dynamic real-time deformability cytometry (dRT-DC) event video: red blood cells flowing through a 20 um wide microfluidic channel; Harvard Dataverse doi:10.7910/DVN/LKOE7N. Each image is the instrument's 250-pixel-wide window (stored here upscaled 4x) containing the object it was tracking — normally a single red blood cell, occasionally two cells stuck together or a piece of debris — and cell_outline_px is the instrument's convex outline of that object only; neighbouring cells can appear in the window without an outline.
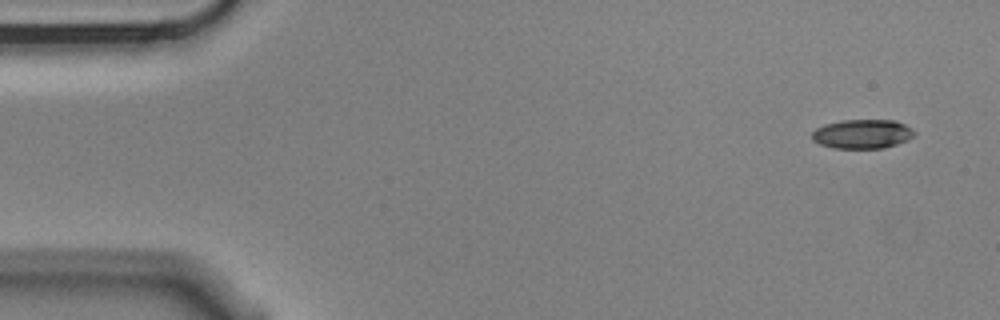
{"species": "Egyptian fruit bat (a non-hibernating species)", "species_latin": "Rousettus aegyptiacus", "temperature_condition": "cold", "stored_images_in_passage": 4, "camera_frame_rate_fps": 3000, "um_per_image_px": 0.085, "animal": {"sex": "male"}, "frame": {"image": 1, "passage_image": 1, "time_ms": 0.0, "image_size_px": [1000, 320], "cell_outline_px": [[916, 132], [908, 140], [884, 148], [832, 148], [820, 144], [812, 140], [812, 132], [816, 128], [824, 124], [844, 120], [896, 120], [912, 128]], "centroid_in_image_um": [73.3, 11.38], "position_along_channel_um": 11.7, "area_um2": 17.46}}
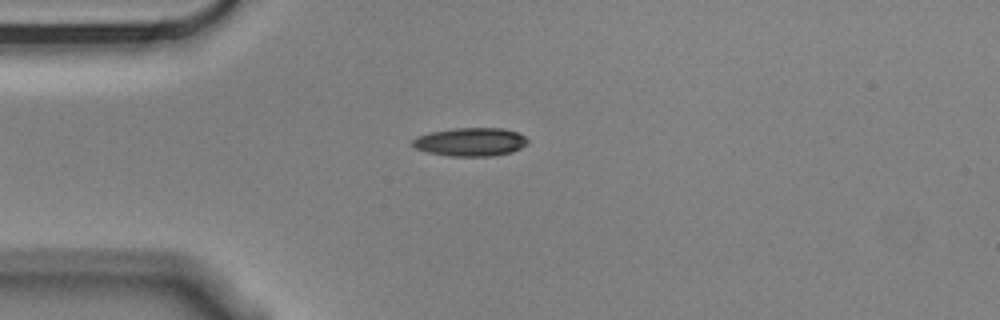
{"frame": {"image": 2, "passage_image": 4, "time_ms": 1.0, "image_size_px": [1000, 320], "cell_outline_px": [[528, 140], [520, 148], [512, 152], [492, 156], [448, 156], [428, 152], [416, 148], [412, 144], [412, 140], [416, 136], [432, 132], [452, 128], [504, 128], [516, 132], [524, 136]], "centroid_in_image_um": [39.97, 12.06], "position_along_channel_um": 45.0, "area_um2": 18.96}}